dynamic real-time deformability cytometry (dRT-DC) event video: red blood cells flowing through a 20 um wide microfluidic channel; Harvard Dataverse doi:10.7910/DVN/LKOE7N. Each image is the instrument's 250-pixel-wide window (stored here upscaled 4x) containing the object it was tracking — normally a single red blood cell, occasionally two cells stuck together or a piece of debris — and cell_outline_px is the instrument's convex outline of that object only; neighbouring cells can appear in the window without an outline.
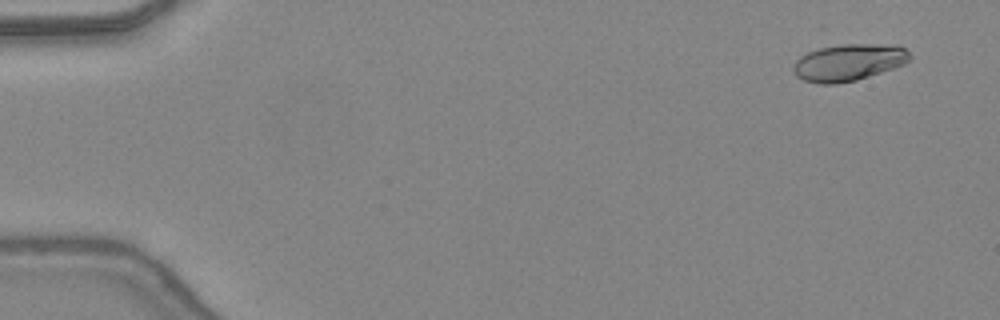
{"species": "common noctule bat (a hibernating species)", "species_latin": "Nyctalus noctula", "temperature_condition": "warm", "stored_images_in_passage": 15, "camera_frame_rate_fps": 3000, "um_per_image_px": 0.085, "animal": {"sex": "female", "body_mass_g": 24.6, "forearm_length_mm": 56.2}, "frame": {"image": 1, "passage_image": 3, "time_ms": 0.667, "image_size_px": [1000, 320], "cell_outline_px": [[912, 56], [904, 64], [856, 80], [836, 84], [820, 84], [804, 80], [796, 76], [792, 68], [796, 60], [800, 56], [808, 52], [820, 48], [840, 44], [896, 44], [904, 48]], "centroid_in_image_um": [72.12, 5.29], "position_along_channel_um": 12.9, "area_um2": 24.97}}